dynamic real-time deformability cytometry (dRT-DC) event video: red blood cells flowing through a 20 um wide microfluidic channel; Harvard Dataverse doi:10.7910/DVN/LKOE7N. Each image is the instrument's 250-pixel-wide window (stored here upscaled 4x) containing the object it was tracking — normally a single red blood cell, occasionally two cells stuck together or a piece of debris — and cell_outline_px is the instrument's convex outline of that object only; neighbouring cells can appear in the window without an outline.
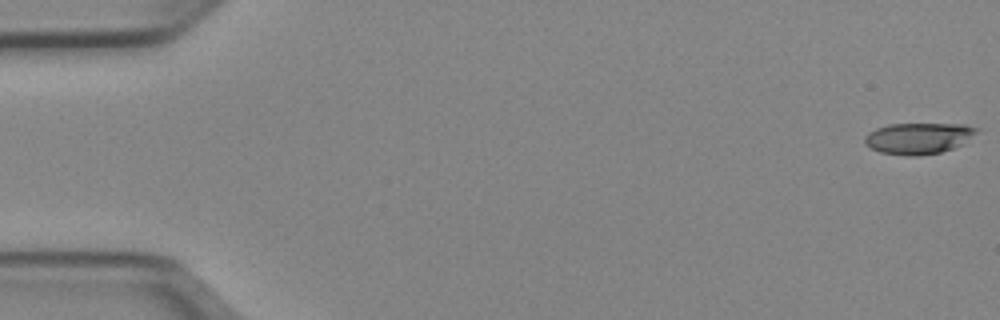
{"species": "Egyptian fruit bat (a non-hibernating species)", "species_latin": "Rousettus aegyptiacus", "temperature_condition": "cold", "stored_images_in_passage": 52, "camera_frame_rate_fps": 3000, "um_per_image_px": 0.085, "animal": {"sex": "female"}, "frame": {"image": 1, "passage_image": 1, "time_ms": 0.0, "image_size_px": [1000, 320], "cell_outline_px": [[980, 128], [976, 132], [960, 144], [952, 148], [940, 152], [916, 156], [908, 156], [880, 152], [864, 144], [864, 136], [868, 132], [876, 128], [888, 124], [964, 124]], "centroid_in_image_um": [78.01, 11.74], "position_along_channel_um": 7.0, "area_um2": 20.17}}
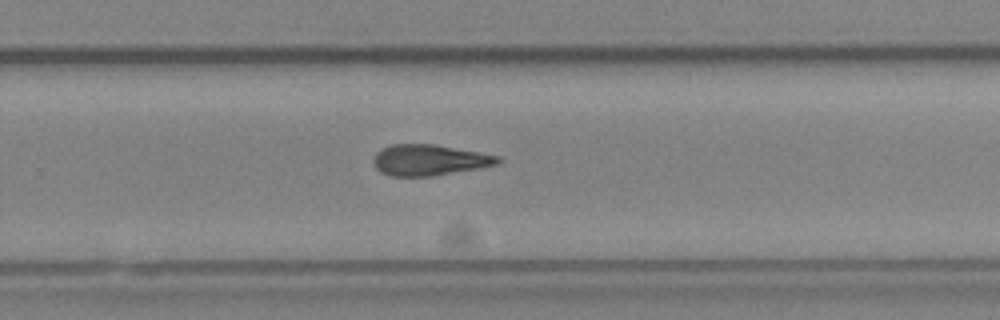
{"frame": {"image": 2, "passage_image": 34, "time_ms": 11.0, "image_size_px": [1000, 320], "cell_outline_px": [[500, 164], [480, 168], [432, 176], [388, 176], [380, 172], [376, 168], [372, 160], [376, 152], [380, 148], [392, 144], [436, 144], [500, 156]], "centroid_in_image_um": [36.47, 13.6], "position_along_channel_um": 293.3, "area_um2": 22.66}}
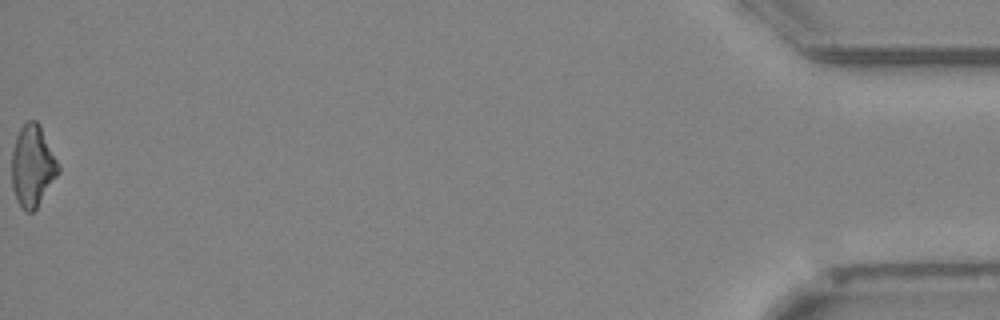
{"frame": {"image": 3, "passage_image": 52, "time_ms": 17.0, "image_size_px": [1000, 320], "cell_outline_px": [[60, 172], [36, 208], [32, 212], [24, 212], [16, 200], [12, 188], [12, 148], [16, 136], [20, 128], [28, 120], [36, 120], [40, 124], [60, 164]], "centroid_in_image_um": [2.77, 14.1], "position_along_channel_um": 432.4, "area_um2": 22.43}}